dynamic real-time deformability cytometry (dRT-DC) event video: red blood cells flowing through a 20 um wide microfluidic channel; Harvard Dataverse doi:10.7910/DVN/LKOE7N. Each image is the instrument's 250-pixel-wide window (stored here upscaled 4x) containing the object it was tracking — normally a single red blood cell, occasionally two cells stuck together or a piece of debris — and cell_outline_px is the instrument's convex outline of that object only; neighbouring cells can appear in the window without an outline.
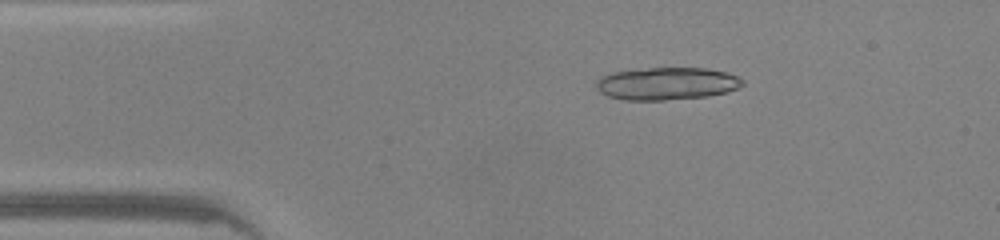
{"species": "common noctule bat (a hibernating species)", "species_latin": "Nyctalus noctula", "temperature_condition": "warm", "stored_images_in_passage": 45, "camera_frame_rate_fps": 3000, "um_per_image_px": 0.085, "animal": {"sex": "male", "body_mass_g": 20.0, "forearm_length_mm": 53.3}, "frame": {"image": 1, "passage_image": 7, "time_ms": 2.0, "image_size_px": [1000, 240], "cell_outline_px": [[744, 84], [736, 88], [724, 92], [708, 96], [664, 100], [624, 100], [608, 96], [600, 92], [596, 88], [596, 80], [600, 76], [612, 72], [648, 68], [704, 68], [728, 72], [744, 80]], "centroid_in_image_um": [56.64, 7.1], "position_along_channel_um": 28.4, "area_um2": 27.74}, "authors_computed_cell_mechanics": {"area_um2": 17.8024, "velocity_mm_per_s": 4.3364, "shape_relaxation_time_tau1_ms": 8.5664, "shape_relaxation_time_tau2_ms": 1.1065, "deformation_change_tau1": 0.2804, "deformation_change_tau2": 0.0472}}